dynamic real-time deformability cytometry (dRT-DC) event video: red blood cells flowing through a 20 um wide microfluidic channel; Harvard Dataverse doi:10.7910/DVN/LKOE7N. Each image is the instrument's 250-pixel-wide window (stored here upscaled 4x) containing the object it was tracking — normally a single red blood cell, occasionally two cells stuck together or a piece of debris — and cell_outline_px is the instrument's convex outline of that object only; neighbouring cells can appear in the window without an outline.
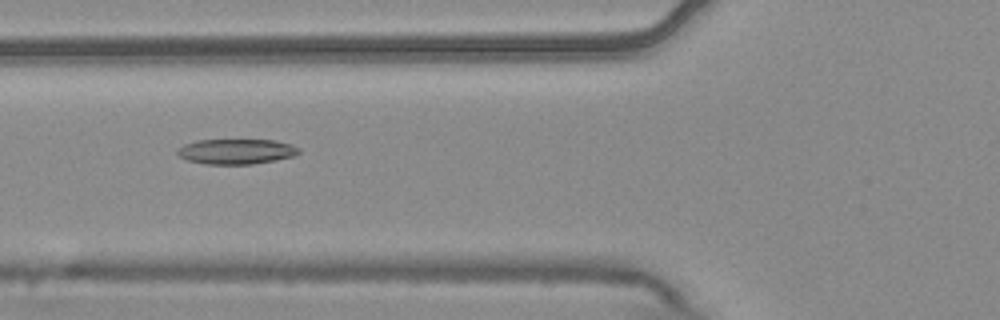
{"species": "common noctule bat (a hibernating species)", "species_latin": "Nyctalus noctula", "temperature_condition": "warm", "stored_images_in_passage": 8, "camera_frame_rate_fps": 3000, "um_per_image_px": 0.085, "animal": {"sex": "male", "body_mass_g": 20.4}, "frame": {"image": 1, "passage_image": 7, "time_ms": 2.0, "image_size_px": [1000, 320], "cell_outline_px": [[300, 152], [292, 156], [276, 160], [252, 164], [204, 164], [188, 160], [180, 156], [176, 152], [184, 144], [196, 140], [276, 140], [292, 144], [300, 148]], "centroid_in_image_um": [20.11, 12.87], "position_along_channel_um": 105.7, "area_um2": 17.8}}
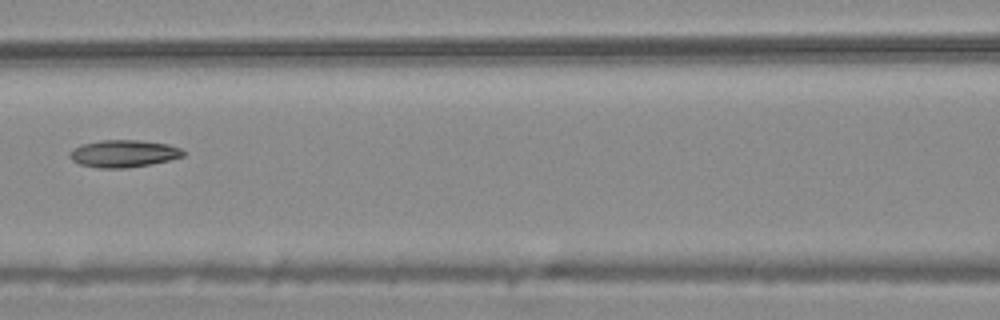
{"frame": {"image": 2, "passage_image": 8, "time_ms": 2.333, "image_size_px": [1000, 320], "cell_outline_px": [[184, 156], [152, 164], [124, 168], [96, 168], [80, 164], [72, 160], [68, 156], [68, 152], [72, 148], [80, 144], [100, 140], [140, 140], [168, 144], [180, 148], [184, 152]], "centroid_in_image_um": [10.45, 13.05], "position_along_channel_um": 156.2, "area_um2": 18.21}}